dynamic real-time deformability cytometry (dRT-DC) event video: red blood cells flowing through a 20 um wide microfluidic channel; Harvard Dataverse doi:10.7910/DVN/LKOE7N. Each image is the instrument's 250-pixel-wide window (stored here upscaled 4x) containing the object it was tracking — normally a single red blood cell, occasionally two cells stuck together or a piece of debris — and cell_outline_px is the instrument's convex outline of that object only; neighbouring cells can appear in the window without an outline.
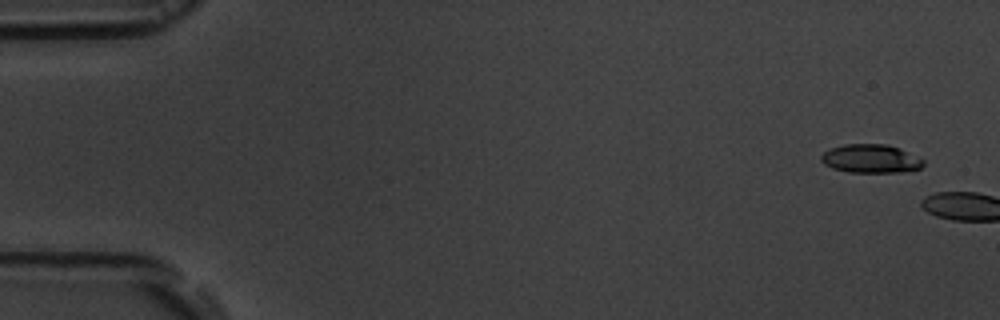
{"species": "common noctule bat (a hibernating species)", "species_latin": "Nyctalus noctula", "temperature_condition": "room temperature", "stored_images_in_passage": 2, "camera_frame_rate_fps": 3000, "um_per_image_px": 0.085, "animal": {"sex": "male", "body_mass_g": 19.5, "forearm_length_mm": 54.6}, "frame": {"image": 1, "passage_image": 1, "time_ms": 0.0, "image_size_px": [1000, 320], "cell_outline_px": [[924, 164], [920, 168], [900, 172], [848, 172], [832, 168], [824, 164], [820, 160], [820, 156], [824, 152], [832, 148], [844, 144], [888, 144], [900, 148], [924, 160]], "centroid_in_image_um": [74.0, 13.48], "position_along_channel_um": 11.0, "area_um2": 16.99}}